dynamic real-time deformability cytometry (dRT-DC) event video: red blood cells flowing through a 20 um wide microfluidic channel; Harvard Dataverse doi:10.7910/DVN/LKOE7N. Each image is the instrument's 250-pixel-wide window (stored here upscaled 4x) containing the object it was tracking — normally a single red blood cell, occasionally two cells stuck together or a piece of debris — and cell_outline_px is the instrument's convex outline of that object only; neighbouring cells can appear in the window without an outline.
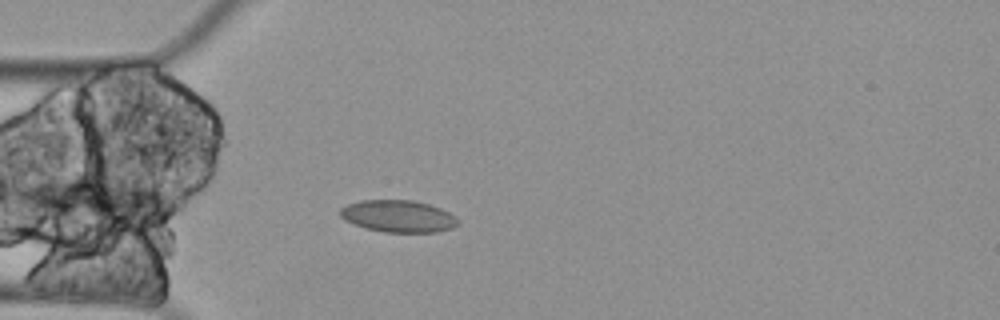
{"species": "Egyptian fruit bat (a non-hibernating species)", "species_latin": "Rousettus aegyptiacus", "temperature_condition": "cold", "stored_images_in_passage": 4, "camera_frame_rate_fps": 3000, "um_per_image_px": 0.085, "animal": {"sex": "female"}, "frame": {"image": 1, "passage_image": 4, "time_ms": 1.0, "image_size_px": [1000, 320], "cell_outline_px": [[460, 224], [452, 228], [436, 232], [384, 232], [368, 228], [344, 220], [340, 216], [340, 208], [348, 204], [360, 200], [412, 200], [428, 204], [440, 208], [448, 212], [460, 220]], "centroid_in_image_um": [33.87, 18.37], "position_along_channel_um": 51.1, "area_um2": 21.91}}